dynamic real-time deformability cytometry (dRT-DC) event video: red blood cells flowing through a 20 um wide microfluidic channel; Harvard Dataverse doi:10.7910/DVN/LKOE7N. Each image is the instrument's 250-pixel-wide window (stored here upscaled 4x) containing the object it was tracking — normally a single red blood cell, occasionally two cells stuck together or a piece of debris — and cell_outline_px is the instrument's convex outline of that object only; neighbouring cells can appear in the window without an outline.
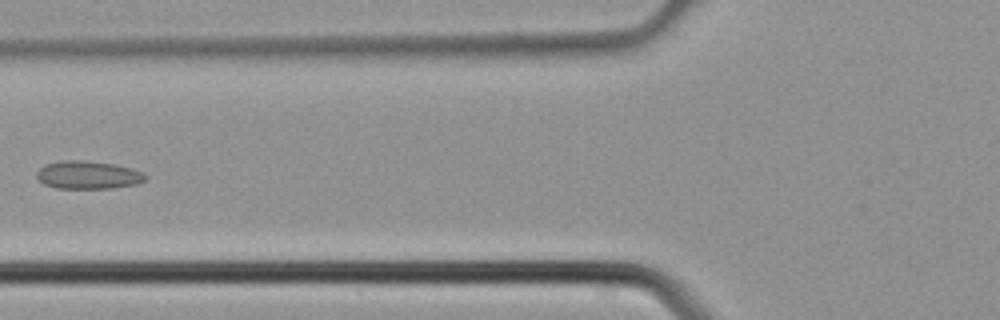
{"species": "common noctule bat (a hibernating species)", "species_latin": "Nyctalus noctula", "temperature_condition": "cold", "stored_images_in_passage": 5, "camera_frame_rate_fps": 3000, "um_per_image_px": 0.085, "animal": {"sex": "male", "body_mass_g": 21.5, "forearm_length_mm": 52.0}, "frame": {"image": 1, "passage_image": 5, "time_ms": 1.333, "image_size_px": [1000, 320], "cell_outline_px": [[148, 176], [144, 180], [136, 184], [112, 188], [56, 188], [44, 184], [36, 176], [36, 172], [44, 164], [64, 160], [84, 160], [112, 164], [132, 168]], "centroid_in_image_um": [7.45, 14.87], "position_along_channel_um": 118.3, "area_um2": 17.63}}